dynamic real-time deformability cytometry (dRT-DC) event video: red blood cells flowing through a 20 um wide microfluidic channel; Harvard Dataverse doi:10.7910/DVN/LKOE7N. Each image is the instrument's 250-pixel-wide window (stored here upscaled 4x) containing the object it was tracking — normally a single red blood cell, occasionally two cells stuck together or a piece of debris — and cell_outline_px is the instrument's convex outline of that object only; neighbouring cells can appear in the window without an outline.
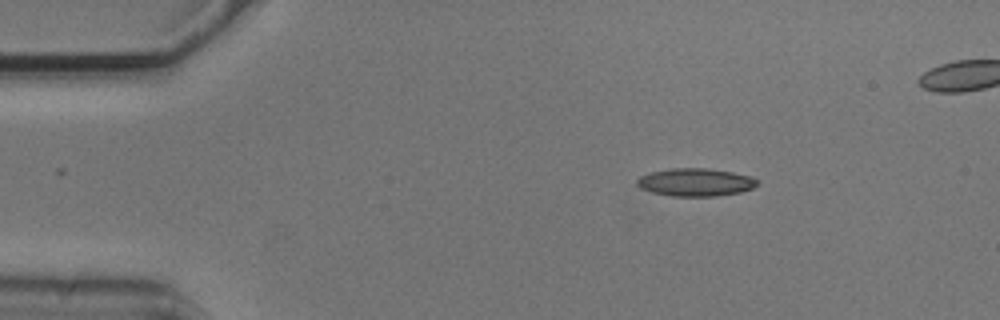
{"species": "common noctule bat (a hibernating species)", "species_latin": "Nyctalus noctula", "temperature_condition": "cold", "stored_images_in_passage": 44, "camera_frame_rate_fps": 3000, "um_per_image_px": 0.085, "animal": {"sex": "male", "body_mass_g": 20.5, "forearm_length_mm": 52.5}, "frame": {"image": 1, "passage_image": 1, "time_ms": 0.0, "image_size_px": [1000, 320], "cell_outline_px": [[760, 184], [752, 188], [740, 192], [716, 196], [672, 196], [652, 192], [640, 188], [636, 184], [636, 180], [640, 176], [648, 172], [672, 168], [708, 168], [732, 172], [748, 176], [760, 180]], "centroid_in_image_um": [59.11, 15.48], "position_along_channel_um": 25.9, "area_um2": 19.65}}
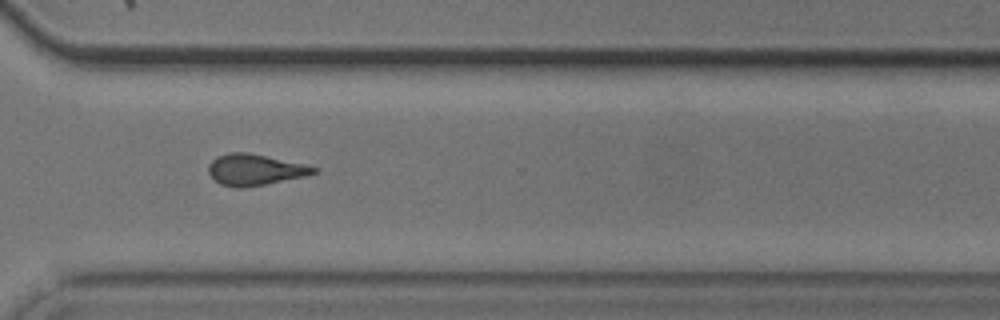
{"frame": {"image": 2, "passage_image": 32, "time_ms": 10.333, "image_size_px": [1000, 320], "cell_outline_px": [[320, 172], [308, 176], [264, 184], [240, 188], [236, 188], [220, 184], [208, 172], [208, 164], [216, 156], [232, 152], [248, 152], [304, 164], [320, 168]], "centroid_in_image_um": [21.7, 14.42], "position_along_channel_um": 348.9, "area_um2": 19.19}}
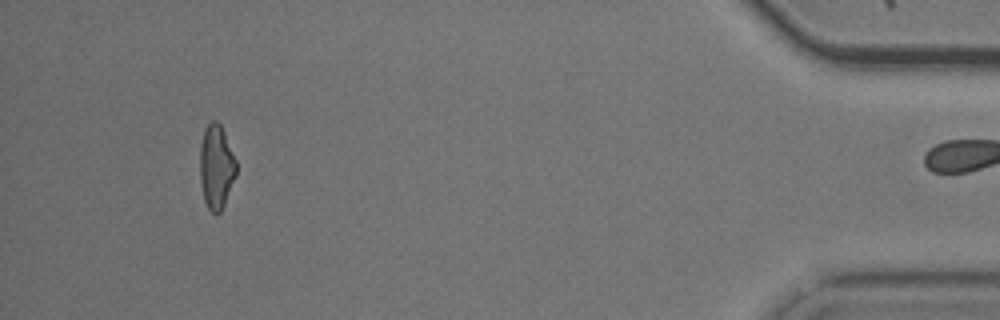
{"frame": {"image": 3, "passage_image": 43, "time_ms": 14.0, "image_size_px": [1000, 320], "cell_outline_px": [[236, 176], [224, 204], [220, 212], [216, 216], [208, 208], [204, 200], [200, 180], [200, 144], [204, 128], [212, 120], [216, 120], [220, 124], [224, 132], [236, 160]], "centroid_in_image_um": [18.37, 14.17], "position_along_channel_um": 416.8, "area_um2": 17.86}, "authors_computed_cell_mechanics": {"area_um2": 19.2763, "velocity_mm_per_s": 3.7289, "shape_relaxation_time_tau1_ms": 6.2511, "shape_relaxation_time_tau2_ms": 3.1276, "deformation_change_tau1": 0.1774, "deformation_change_tau2": 0.1177}}